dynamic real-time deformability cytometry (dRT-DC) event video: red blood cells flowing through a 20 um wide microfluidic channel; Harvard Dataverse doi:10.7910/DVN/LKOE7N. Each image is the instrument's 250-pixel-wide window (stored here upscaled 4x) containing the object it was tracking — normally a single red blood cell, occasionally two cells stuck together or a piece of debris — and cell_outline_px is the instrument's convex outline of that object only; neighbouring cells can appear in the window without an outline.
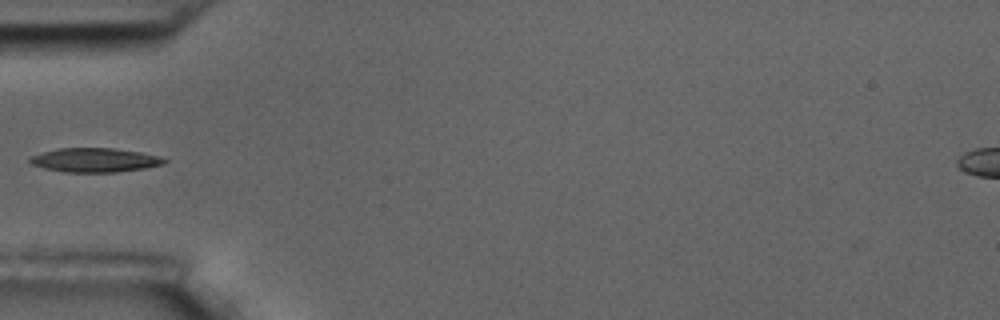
{"species": "common noctule bat (a hibernating species)", "species_latin": "Nyctalus noctula", "temperature_condition": "room temperature", "stored_images_in_passage": 8, "camera_frame_rate_fps": 3000, "um_per_image_px": 0.085, "animal": {"sex": "male", "body_mass_g": 17.5, "forearm_length_mm": 52.3}, "frame": {"image": 1, "passage_image": 6, "time_ms": 6.0, "image_size_px": [1000, 320], "cell_outline_px": [[168, 160], [164, 164], [144, 168], [116, 172], [64, 172], [44, 168], [32, 164], [28, 160], [28, 156], [60, 148], [112, 148], [140, 152], [160, 156]], "centroid_in_image_um": [8.05, 13.6], "position_along_channel_um": 76.9, "area_um2": 18.84}}